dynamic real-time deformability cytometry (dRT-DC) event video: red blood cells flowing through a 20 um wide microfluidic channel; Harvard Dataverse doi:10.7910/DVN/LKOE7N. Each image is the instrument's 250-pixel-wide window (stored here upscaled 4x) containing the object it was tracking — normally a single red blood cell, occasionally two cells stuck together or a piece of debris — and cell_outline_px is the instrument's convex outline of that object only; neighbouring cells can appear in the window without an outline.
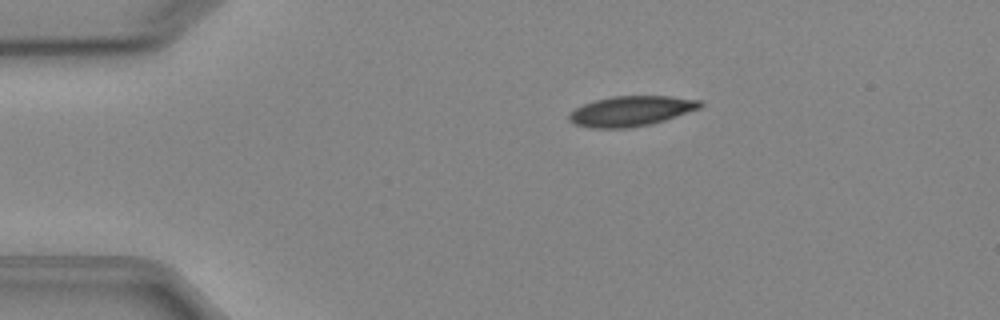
{"species": "Egyptian fruit bat (a non-hibernating species)", "species_latin": "Rousettus aegyptiacus", "temperature_condition": "cold", "stored_images_in_passage": 4, "camera_frame_rate_fps": 3000, "um_per_image_px": 0.085, "animal": {"sex": "female"}, "frame": {"image": 1, "passage_image": 1, "time_ms": 0.0, "image_size_px": [1000, 320], "cell_outline_px": [[704, 104], [700, 108], [652, 124], [628, 128], [592, 128], [572, 124], [568, 120], [568, 116], [576, 108], [584, 104], [596, 100], [612, 96], [668, 96], [700, 100]], "centroid_in_image_um": [53.63, 9.45], "position_along_channel_um": 31.4, "area_um2": 22.95}}